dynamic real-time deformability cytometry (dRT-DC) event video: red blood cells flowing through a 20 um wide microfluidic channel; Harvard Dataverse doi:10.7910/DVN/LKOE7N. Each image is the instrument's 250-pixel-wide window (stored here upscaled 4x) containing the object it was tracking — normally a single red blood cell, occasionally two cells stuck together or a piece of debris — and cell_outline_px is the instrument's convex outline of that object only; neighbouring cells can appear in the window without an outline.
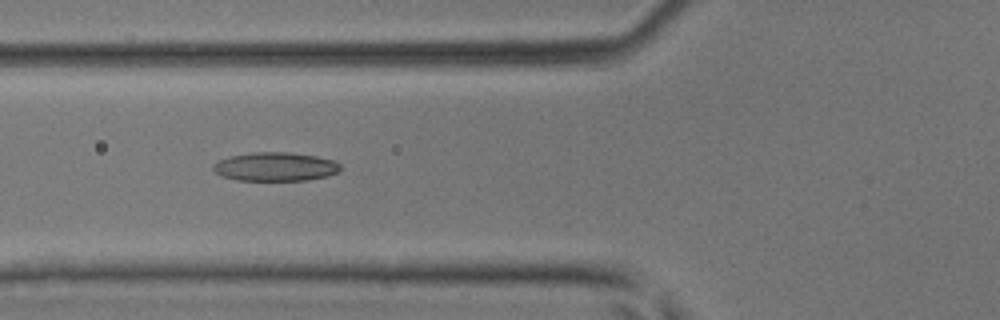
{"species": "common noctule bat (a hibernating species)", "species_latin": "Nyctalus noctula", "temperature_condition": "room temperature", "stored_images_in_passage": 44, "camera_frame_rate_fps": 3000, "um_per_image_px": 0.085, "animal": {"sex": "male", "body_mass_g": 17.9, "forearm_length_mm": 54.2}, "frame": {"image": 1, "passage_image": 17, "time_ms": 5.333, "image_size_px": [1000, 320], "cell_outline_px": [[340, 172], [308, 180], [236, 180], [224, 176], [216, 172], [212, 168], [212, 164], [228, 156], [252, 152], [288, 152], [316, 156], [332, 160], [340, 164]], "centroid_in_image_um": [23.39, 14.16], "position_along_channel_um": 102.4, "area_um2": 21.21}}
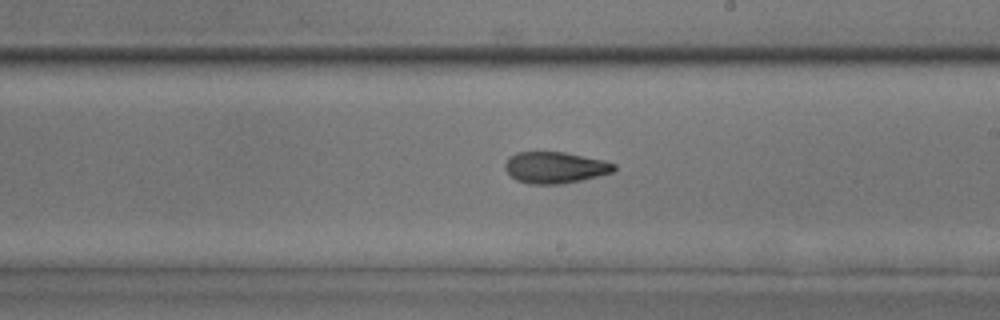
{"frame": {"image": 2, "passage_image": 26, "time_ms": 8.333, "image_size_px": [1000, 320], "cell_outline_px": [[616, 168], [612, 172], [580, 180], [560, 184], [528, 184], [516, 180], [504, 168], [504, 164], [508, 156], [516, 152], [564, 152], [604, 160], [616, 164]], "centroid_in_image_um": [47.14, 14.23], "position_along_channel_um": 241.9, "area_um2": 19.94}}
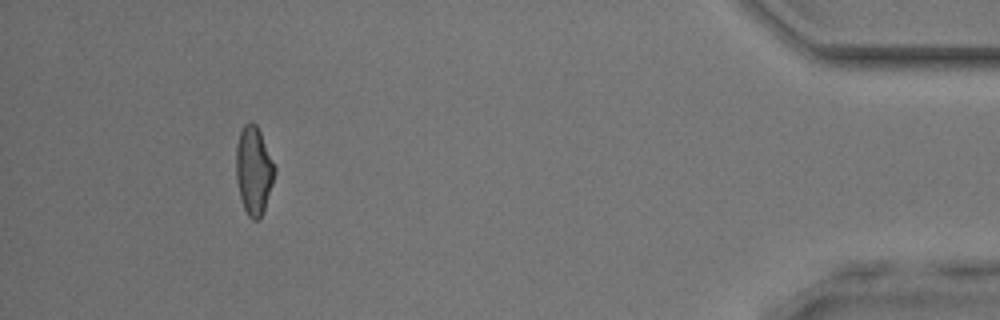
{"frame": {"image": 3, "passage_image": 41, "time_ms": 13.333, "image_size_px": [1000, 320], "cell_outline_px": [[276, 172], [264, 212], [260, 220], [252, 220], [248, 216], [244, 208], [240, 196], [236, 180], [236, 148], [240, 132], [244, 124], [248, 120], [252, 120], [256, 124], [260, 132], [276, 168]], "centroid_in_image_um": [21.57, 14.5], "position_along_channel_um": 413.6, "area_um2": 20.0}}